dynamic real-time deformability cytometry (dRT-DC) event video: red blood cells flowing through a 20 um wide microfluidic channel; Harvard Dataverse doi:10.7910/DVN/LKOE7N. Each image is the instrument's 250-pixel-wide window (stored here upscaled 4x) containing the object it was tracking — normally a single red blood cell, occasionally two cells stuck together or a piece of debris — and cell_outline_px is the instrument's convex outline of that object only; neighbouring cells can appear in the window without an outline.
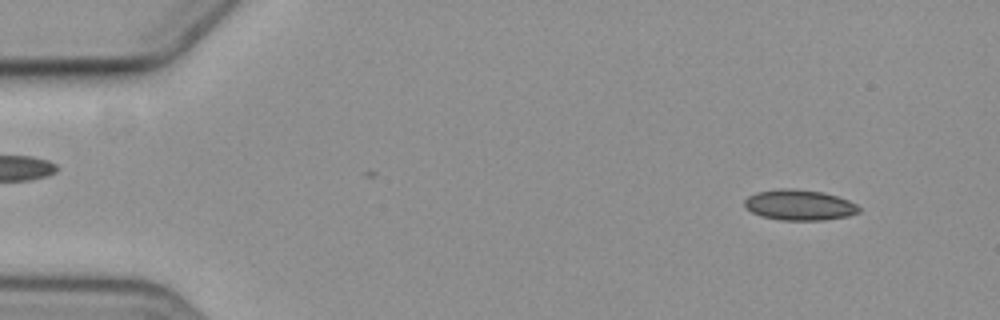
{"species": "common noctule bat (a hibernating species)", "species_latin": "Nyctalus noctula", "temperature_condition": "cold", "stored_images_in_passage": 8, "camera_frame_rate_fps": 3000, "um_per_image_px": 0.085, "animal": {"sex": "female", "body_mass_g": 19.3, "forearm_length_mm": 54.1}, "frame": {"image": 1, "passage_image": 1, "time_ms": 0.0, "image_size_px": [1000, 320], "cell_outline_px": [[860, 212], [848, 216], [824, 220], [780, 220], [760, 216], [752, 212], [744, 204], [744, 200], [748, 196], [756, 192], [776, 188], [792, 188], [824, 192], [848, 200], [856, 204], [860, 208]], "centroid_in_image_um": [67.94, 17.42], "position_along_channel_um": 17.1, "area_um2": 20.52}}
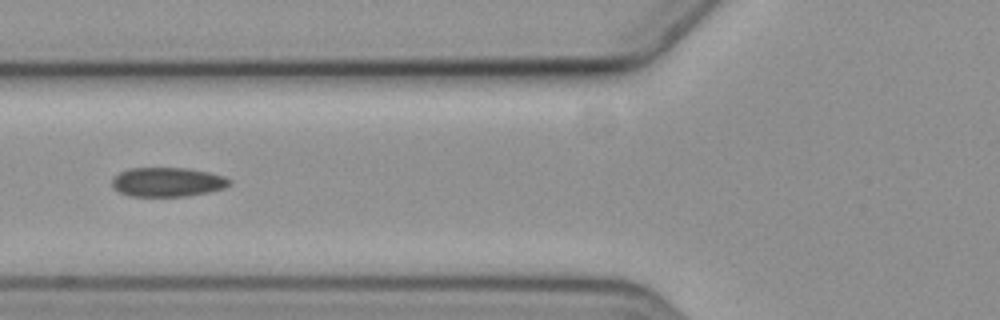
{"frame": {"image": 2, "passage_image": 6, "time_ms": 5.667, "image_size_px": [1000, 320], "cell_outline_px": [[232, 184], [224, 188], [208, 192], [188, 196], [132, 196], [120, 192], [112, 188], [112, 176], [128, 168], [188, 168], [208, 172], [224, 176], [232, 180]], "centroid_in_image_um": [14.24, 15.47], "position_along_channel_um": 111.6, "area_um2": 20.17}}
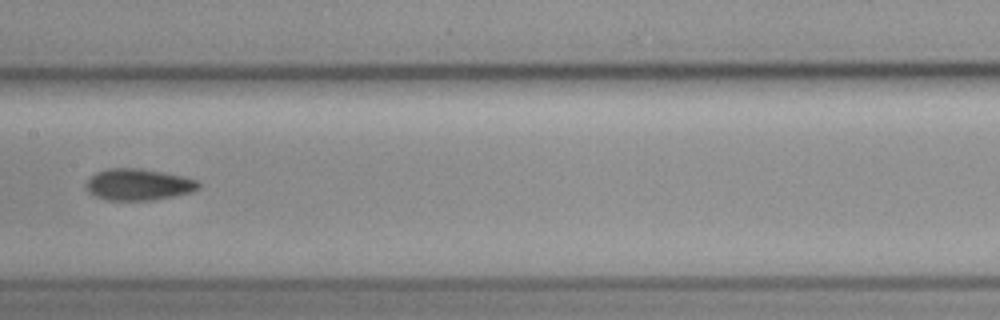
{"frame": {"image": 3, "passage_image": 8, "time_ms": 8.0, "image_size_px": [1000, 320], "cell_outline_px": [[200, 188], [192, 192], [152, 200], [108, 200], [92, 196], [84, 188], [88, 180], [96, 172], [108, 168], [140, 168], [184, 176], [200, 180]], "centroid_in_image_um": [11.77, 15.68], "position_along_channel_um": 195.6, "area_um2": 20.87}}